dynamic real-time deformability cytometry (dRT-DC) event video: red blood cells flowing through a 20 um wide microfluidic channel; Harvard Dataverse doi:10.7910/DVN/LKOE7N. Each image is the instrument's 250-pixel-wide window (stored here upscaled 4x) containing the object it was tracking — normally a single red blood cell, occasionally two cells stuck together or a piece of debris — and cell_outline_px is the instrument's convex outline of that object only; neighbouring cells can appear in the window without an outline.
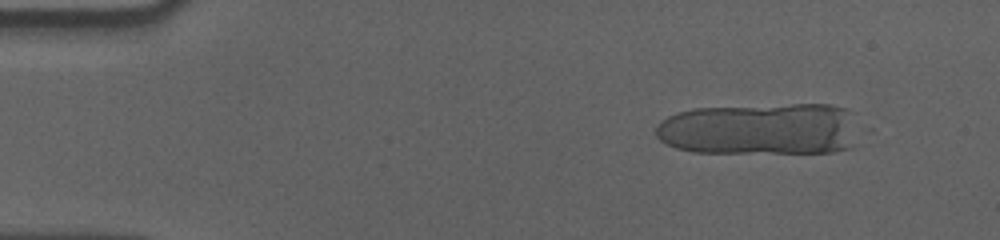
{"species": "human", "species_latin": "Homo sapiens", "temperature_condition": "cold", "stored_images_in_passage": 17, "camera_frame_rate_fps": 3000, "um_per_image_px": 0.085, "donor": {"sex": "male"}, "frame": {"image": 1, "passage_image": 6, "time_ms": 1.667, "image_size_px": [1000, 240], "cell_outline_px": [[852, 148], [832, 152], [692, 152], [676, 148], [660, 140], [656, 136], [656, 128], [660, 120], [668, 116], [692, 108], [792, 104], [828, 104], [844, 108]], "centroid_in_image_um": [64.42, 10.97], "position_along_channel_um": 20.6, "area_um2": 60.29}}